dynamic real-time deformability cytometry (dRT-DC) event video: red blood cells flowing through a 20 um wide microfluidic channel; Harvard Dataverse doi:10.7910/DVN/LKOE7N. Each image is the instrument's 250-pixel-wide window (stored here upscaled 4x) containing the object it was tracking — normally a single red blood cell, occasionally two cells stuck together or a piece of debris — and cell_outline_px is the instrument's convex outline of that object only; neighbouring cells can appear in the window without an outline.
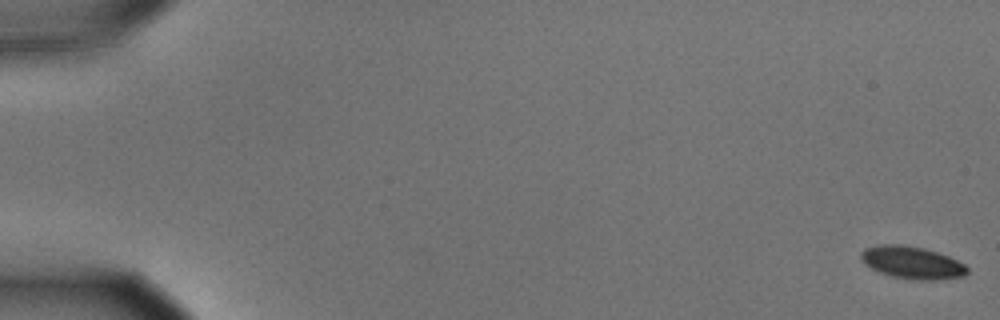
{"species": "common noctule bat (a hibernating species)", "species_latin": "Nyctalus noctula", "temperature_condition": "cold", "stored_images_in_passage": 57, "camera_frame_rate_fps": 3000, "um_per_image_px": 0.085, "animal": {"sex": "male", "body_mass_g": 15.6}, "frame": {"image": 1, "passage_image": 1, "time_ms": 0.0, "image_size_px": [1000, 320], "cell_outline_px": [[968, 272], [964, 276], [932, 280], [912, 280], [892, 276], [880, 272], [864, 264], [860, 260], [860, 252], [864, 248], [876, 244], [904, 244], [924, 248], [948, 256], [964, 264], [968, 268]], "centroid_in_image_um": [77.48, 22.3], "position_along_channel_um": 7.5, "area_um2": 20.23}}
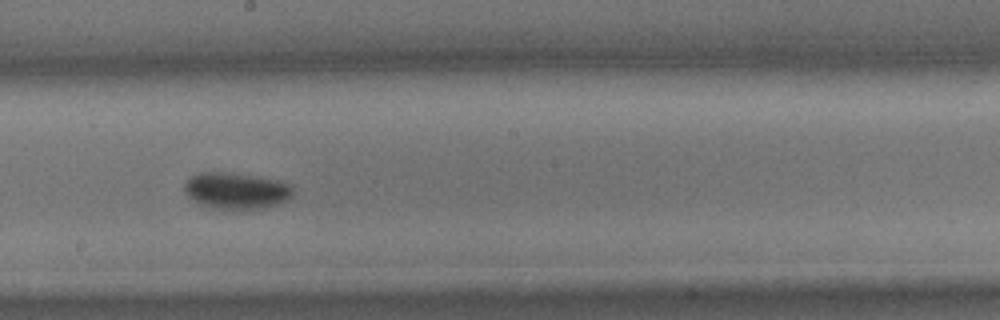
{"frame": {"image": 2, "passage_image": 33, "time_ms": 10.667, "image_size_px": [1000, 320], "cell_outline_px": [[292, 196], [288, 200], [280, 204], [264, 208], [240, 212], [232, 212], [212, 208], [188, 196], [184, 192], [184, 180], [188, 176], [200, 172], [224, 172], [256, 176], [280, 180], [292, 184]], "centroid_in_image_um": [20.1, 16.24], "position_along_channel_um": 228.1, "area_um2": 23.93}}
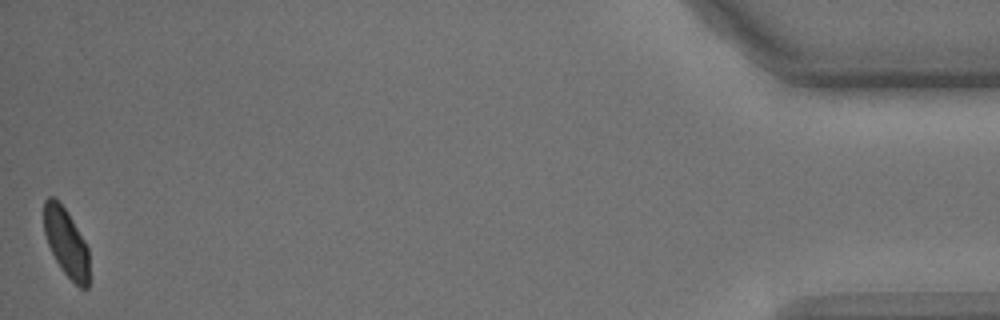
{"frame": {"image": 3, "passage_image": 57, "time_ms": 18.667, "image_size_px": [1000, 320], "cell_outline_px": [[88, 288], [80, 288], [64, 272], [56, 260], [48, 244], [44, 232], [44, 200], [48, 196], [52, 196], [68, 212], [84, 240], [88, 248]], "centroid_in_image_um": [5.62, 20.59], "position_along_channel_um": 429.6, "area_um2": 17.69}, "authors_computed_cell_mechanics": {"area_um2": 20.8658, "velocity_mm_per_s": 3.5833, "shape_relaxation_time_tau1_ms": 2.3048, "shape_relaxation_time_tau2_ms": null, "deformation_change_tau1": 0.0985, "deformation_change_tau2": null}}